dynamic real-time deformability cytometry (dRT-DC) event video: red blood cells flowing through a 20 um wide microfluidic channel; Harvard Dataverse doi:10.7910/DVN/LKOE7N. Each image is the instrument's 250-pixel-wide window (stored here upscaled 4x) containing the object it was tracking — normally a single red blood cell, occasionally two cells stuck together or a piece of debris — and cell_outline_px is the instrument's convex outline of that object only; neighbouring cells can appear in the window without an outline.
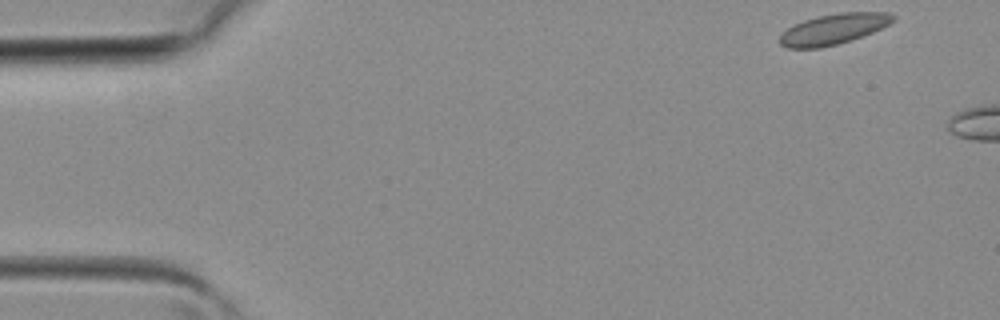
{"species": "common noctule bat (a hibernating species)", "species_latin": "Nyctalus noctula", "temperature_condition": "room temperature", "stored_images_in_passage": 4, "camera_frame_rate_fps": 3000, "um_per_image_px": 0.085, "animal": {"sex": "female", "body_mass_g": 19.3, "forearm_length_mm": 54.1}, "frame": {"image": 1, "passage_image": 1, "time_ms": 0.0, "image_size_px": [1000, 320], "cell_outline_px": [[896, 20], [872, 32], [852, 40], [820, 48], [788, 48], [780, 44], [780, 36], [788, 28], [804, 20], [816, 16], [840, 12], [892, 12], [896, 16]], "centroid_in_image_um": [70.89, 2.46], "position_along_channel_um": 14.1, "area_um2": 20.11}}